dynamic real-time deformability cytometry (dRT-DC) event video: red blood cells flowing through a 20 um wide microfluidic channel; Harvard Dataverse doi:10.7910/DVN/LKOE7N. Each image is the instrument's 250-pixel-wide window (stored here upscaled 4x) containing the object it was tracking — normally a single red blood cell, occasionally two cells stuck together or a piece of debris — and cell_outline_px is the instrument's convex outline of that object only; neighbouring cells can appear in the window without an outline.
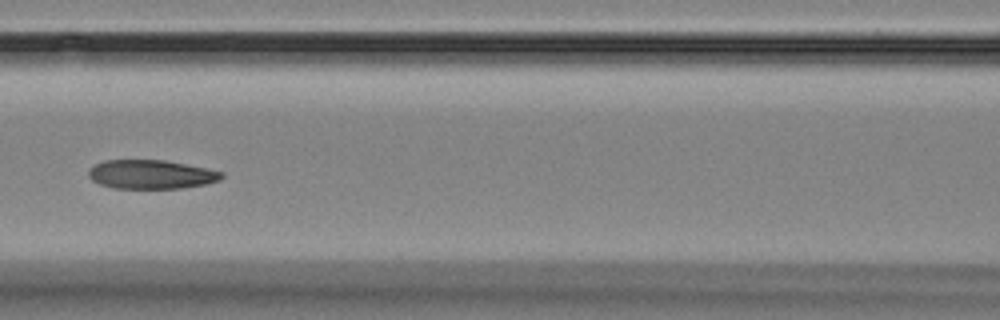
{"species": "Egyptian fruit bat (a non-hibernating species)", "species_latin": "Rousettus aegyptiacus", "temperature_condition": "room temperature", "stored_images_in_passage": 12, "camera_frame_rate_fps": 3000, "um_per_image_px": 0.085, "animal": {"sex": "female"}, "frame": {"image": 1, "passage_image": 4, "time_ms": 3.667, "image_size_px": [1000, 320], "cell_outline_px": [[224, 176], [220, 180], [204, 184], [180, 188], [112, 188], [100, 184], [92, 180], [88, 176], [88, 168], [104, 160], [164, 160], [224, 172]], "centroid_in_image_um": [12.81, 14.82], "position_along_channel_um": 153.8, "area_um2": 22.31}}
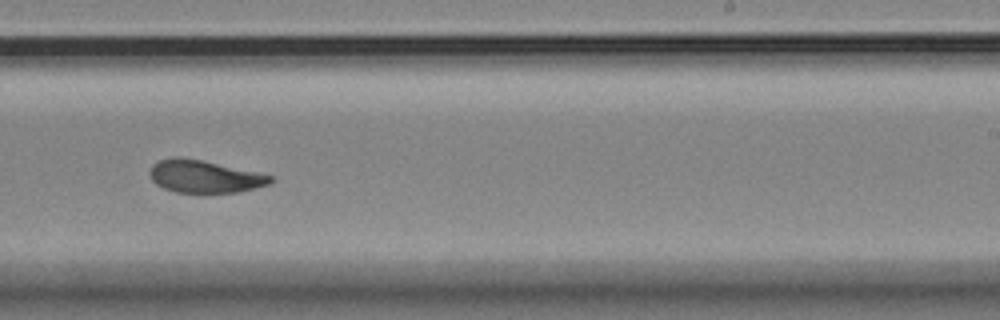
{"frame": {"image": 2, "passage_image": 7, "time_ms": 7.0, "image_size_px": [1000, 320], "cell_outline_px": [[272, 184], [240, 192], [176, 192], [164, 188], [156, 184], [152, 180], [148, 172], [152, 164], [160, 160], [176, 156], [180, 156], [200, 160], [256, 172], [272, 176]], "centroid_in_image_um": [17.36, 15.0], "position_along_channel_um": 271.6, "area_um2": 22.72}}
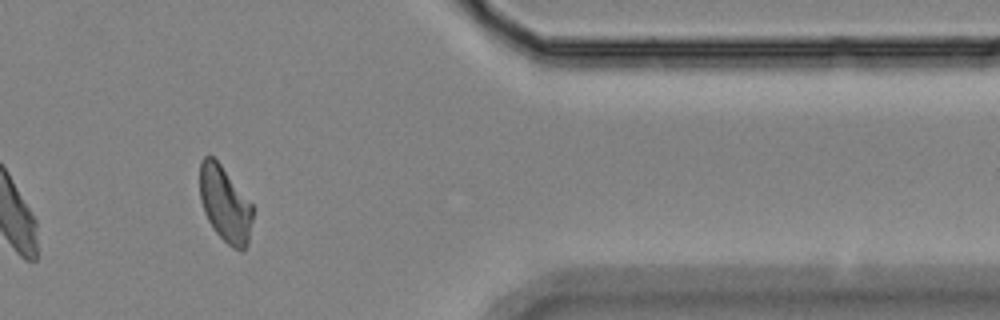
{"frame": {"image": 3, "passage_image": 10, "time_ms": 11.0, "image_size_px": [1000, 320], "cell_outline_px": [[252, 220], [248, 244], [244, 252], [240, 252], [232, 248], [212, 228], [204, 212], [200, 200], [200, 160], [204, 156], [212, 156], [220, 164], [252, 204]], "centroid_in_image_um": [19.12, 17.39], "position_along_channel_um": 392.3, "area_um2": 23.29}, "authors_computed_cell_mechanics": {"area_um2": 23.0911, "velocity_mm_per_s": 3.5541, "shape_relaxation_time_tau1_ms": 5.9025, "shape_relaxation_time_tau2_ms": 5.6894, "deformation_change_tau1": 0.1441, "deformation_change_tau2": 0.0698}}